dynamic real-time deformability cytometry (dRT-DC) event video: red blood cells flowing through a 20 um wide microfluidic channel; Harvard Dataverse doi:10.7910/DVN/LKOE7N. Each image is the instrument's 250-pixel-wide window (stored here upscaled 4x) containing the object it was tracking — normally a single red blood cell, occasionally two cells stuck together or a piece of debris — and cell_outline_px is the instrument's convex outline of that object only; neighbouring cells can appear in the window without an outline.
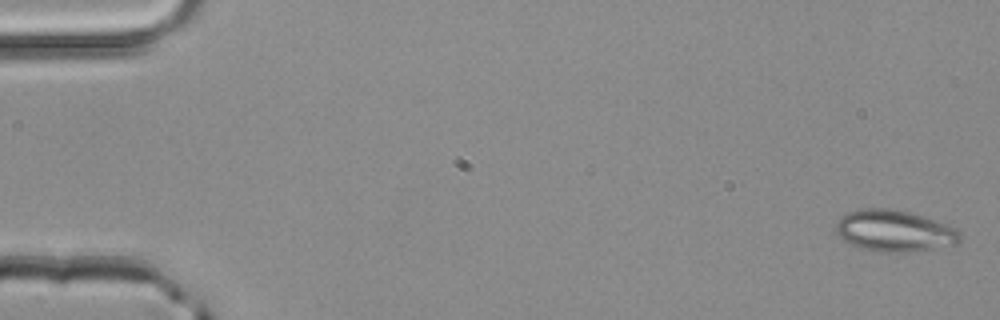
{"species": "common noctule bat (a hibernating species)", "species_latin": "Nyctalus noctula", "temperature_condition": "room temperature", "stored_images_in_passage": 4, "camera_frame_rate_fps": 3000, "um_per_image_px": 0.085, "animal": {"sex": "male", "body_mass_g": 20.4}, "frame": {"image": 1, "passage_image": 1, "time_ms": 0.0, "image_size_px": [1000, 320], "cell_outline_px": [[960, 240], [956, 244], [912, 252], [876, 252], [852, 244], [844, 240], [836, 232], [836, 224], [840, 216], [848, 212], [860, 208], [888, 208], [908, 212], [936, 220], [956, 228], [960, 232]], "centroid_in_image_um": [76.02, 19.62], "position_along_channel_um": 9.0, "area_um2": 29.94}}